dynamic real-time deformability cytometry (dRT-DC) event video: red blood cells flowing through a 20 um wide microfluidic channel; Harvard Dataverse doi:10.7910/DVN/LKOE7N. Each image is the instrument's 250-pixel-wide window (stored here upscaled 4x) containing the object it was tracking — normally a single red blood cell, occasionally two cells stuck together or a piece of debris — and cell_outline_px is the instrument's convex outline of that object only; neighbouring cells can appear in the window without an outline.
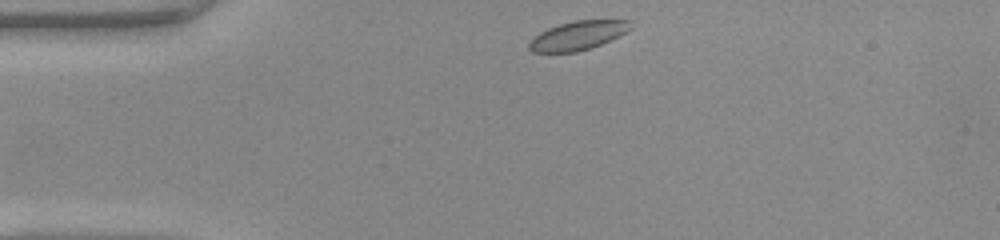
{"species": "common noctule bat (a hibernating species)", "species_latin": "Nyctalus noctula", "temperature_condition": "warm", "stored_images_in_passage": 40, "camera_frame_rate_fps": 3000, "um_per_image_px": 0.085, "animal": {"sex": "female", "body_mass_g": 22.0, "forearm_length_mm": 56.7}, "frame": {"image": 1, "passage_image": 1, "time_ms": 0.0, "image_size_px": [1000, 240], "cell_outline_px": [[632, 28], [600, 44], [576, 52], [532, 52], [528, 48], [528, 40], [532, 36], [548, 28], [560, 24], [576, 20], [632, 20]], "centroid_in_image_um": [49.06, 3.01], "position_along_channel_um": 35.9, "area_um2": 16.94}}
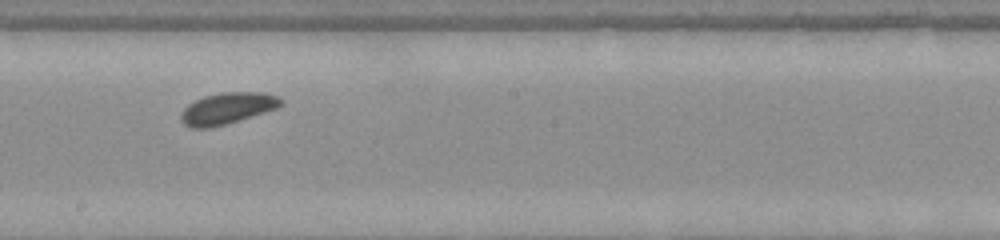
{"frame": {"image": 2, "passage_image": 18, "time_ms": 5.667, "image_size_px": [1000, 240], "cell_outline_px": [[284, 100], [276, 108], [264, 112], [224, 124], [208, 128], [192, 128], [184, 124], [180, 120], [180, 112], [188, 104], [204, 96], [224, 92], [264, 92], [280, 96]], "centroid_in_image_um": [19.3, 9.19], "position_along_channel_um": 228.9, "area_um2": 18.15}}
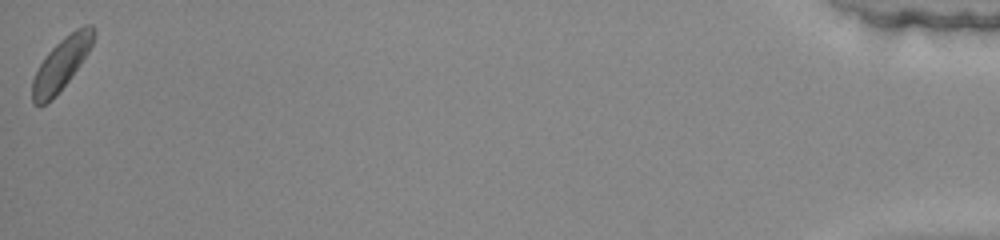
{"frame": {"image": 3, "passage_image": 40, "time_ms": 13.0, "image_size_px": [1000, 240], "cell_outline_px": [[96, 32], [92, 44], [88, 52], [80, 64], [68, 80], [52, 100], [44, 104], [32, 104], [32, 80], [44, 56], [64, 36], [76, 28], [84, 24], [92, 24], [96, 28]], "centroid_in_image_um": [5.23, 5.39], "position_along_channel_um": 430.0, "area_um2": 18.44}, "authors_computed_cell_mechanics": {"area_um2": 17.9469, "velocity_mm_per_s": 4.0885, "shape_relaxation_time_tau1_ms": 0.8551, "shape_relaxation_time_tau2_ms": null, "deformation_change_tau1": 0.0419, "deformation_change_tau2": null}}